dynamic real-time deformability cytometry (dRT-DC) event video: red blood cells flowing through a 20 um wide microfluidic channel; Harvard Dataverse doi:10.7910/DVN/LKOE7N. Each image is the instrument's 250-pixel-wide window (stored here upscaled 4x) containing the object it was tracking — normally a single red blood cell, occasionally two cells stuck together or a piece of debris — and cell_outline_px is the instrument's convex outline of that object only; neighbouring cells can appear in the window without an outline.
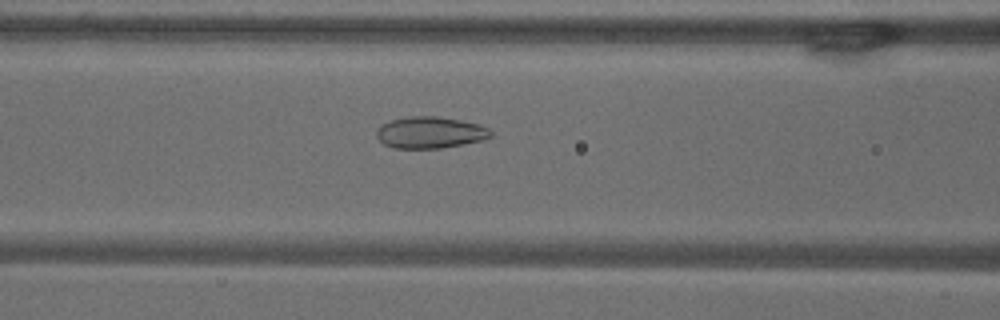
{"species": "common noctule bat (a hibernating species)", "species_latin": "Nyctalus noctula", "temperature_condition": "warm", "stored_images_in_passage": 55, "camera_frame_rate_fps": 3000, "um_per_image_px": 0.085, "animal": {"sex": "male", "body_mass_g": 18.8}, "frame": {"image": 1, "passage_image": 23, "time_ms": 7.333, "image_size_px": [1000, 320], "cell_outline_px": [[492, 136], [484, 140], [440, 148], [392, 148], [384, 144], [376, 136], [376, 132], [384, 124], [392, 120], [412, 116], [436, 116], [460, 120], [480, 124], [488, 128], [492, 132]], "centroid_in_image_um": [36.6, 11.27], "position_along_channel_um": 130.0, "area_um2": 20.87}}
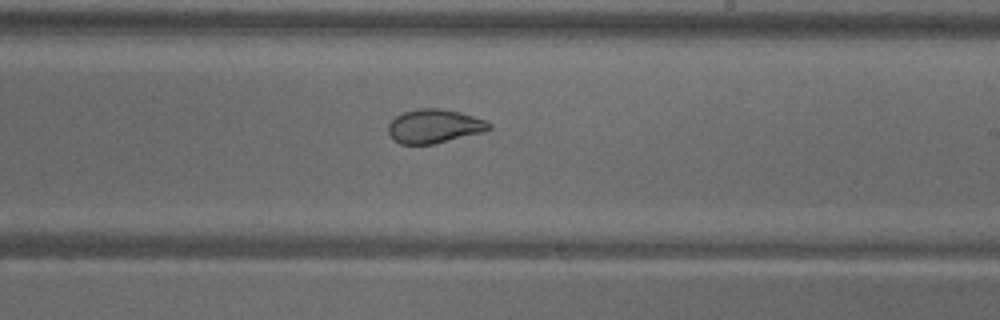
{"frame": {"image": 2, "passage_image": 33, "time_ms": 10.667, "image_size_px": [1000, 320], "cell_outline_px": [[492, 128], [484, 132], [432, 144], [400, 144], [392, 140], [388, 132], [388, 124], [396, 116], [404, 112], [420, 108], [440, 108], [460, 112], [484, 120], [492, 124]], "centroid_in_image_um": [36.9, 10.73], "position_along_channel_um": 252.1, "area_um2": 19.88}}
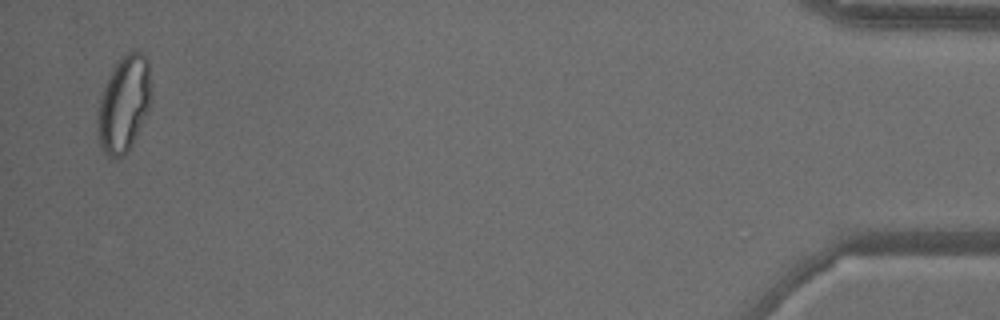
{"frame": {"image": 3, "passage_image": 54, "time_ms": 17.667, "image_size_px": [1000, 320], "cell_outline_px": [[152, 100], [136, 136], [132, 144], [116, 160], [112, 160], [104, 152], [100, 144], [96, 128], [96, 112], [100, 96], [112, 68], [116, 60], [128, 52], [140, 52], [148, 60], [152, 92]], "centroid_in_image_um": [10.51, 8.82], "position_along_channel_um": 424.7, "area_um2": 30.35}, "authors_computed_cell_mechanics": {"area_um2": 26.1834, "velocity_mm_per_s": 3.6704, "shape_relaxation_time_tau1_ms": null, "shape_relaxation_time_tau2_ms": 0.8779, "deformation_change_tau1": null, "deformation_change_tau2": 0.0596}}